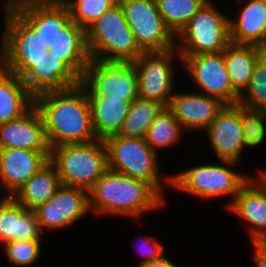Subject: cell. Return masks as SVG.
Masks as SVG:
<instances>
[{
	"mask_svg": "<svg viewBox=\"0 0 266 267\" xmlns=\"http://www.w3.org/2000/svg\"><path fill=\"white\" fill-rule=\"evenodd\" d=\"M51 152L0 148V179L12 197L50 159Z\"/></svg>",
	"mask_w": 266,
	"mask_h": 267,
	"instance_id": "17",
	"label": "cell"
},
{
	"mask_svg": "<svg viewBox=\"0 0 266 267\" xmlns=\"http://www.w3.org/2000/svg\"><path fill=\"white\" fill-rule=\"evenodd\" d=\"M5 252L11 263L29 266L39 258L40 240H14L5 243Z\"/></svg>",
	"mask_w": 266,
	"mask_h": 267,
	"instance_id": "34",
	"label": "cell"
},
{
	"mask_svg": "<svg viewBox=\"0 0 266 267\" xmlns=\"http://www.w3.org/2000/svg\"><path fill=\"white\" fill-rule=\"evenodd\" d=\"M90 211L89 192L62 184L45 204L34 209L41 230L68 226Z\"/></svg>",
	"mask_w": 266,
	"mask_h": 267,
	"instance_id": "13",
	"label": "cell"
},
{
	"mask_svg": "<svg viewBox=\"0 0 266 267\" xmlns=\"http://www.w3.org/2000/svg\"><path fill=\"white\" fill-rule=\"evenodd\" d=\"M5 32L1 43L0 66L22 77L35 63L44 60L39 33L10 5H6Z\"/></svg>",
	"mask_w": 266,
	"mask_h": 267,
	"instance_id": "5",
	"label": "cell"
},
{
	"mask_svg": "<svg viewBox=\"0 0 266 267\" xmlns=\"http://www.w3.org/2000/svg\"><path fill=\"white\" fill-rule=\"evenodd\" d=\"M48 50L53 58L64 61L80 78L91 60L87 48L86 30L73 21L59 32L54 44Z\"/></svg>",
	"mask_w": 266,
	"mask_h": 267,
	"instance_id": "23",
	"label": "cell"
},
{
	"mask_svg": "<svg viewBox=\"0 0 266 267\" xmlns=\"http://www.w3.org/2000/svg\"><path fill=\"white\" fill-rule=\"evenodd\" d=\"M232 199L228 207L251 224L252 243H266V190L251 177Z\"/></svg>",
	"mask_w": 266,
	"mask_h": 267,
	"instance_id": "20",
	"label": "cell"
},
{
	"mask_svg": "<svg viewBox=\"0 0 266 267\" xmlns=\"http://www.w3.org/2000/svg\"><path fill=\"white\" fill-rule=\"evenodd\" d=\"M255 251L253 260L256 267H266V243H252Z\"/></svg>",
	"mask_w": 266,
	"mask_h": 267,
	"instance_id": "36",
	"label": "cell"
},
{
	"mask_svg": "<svg viewBox=\"0 0 266 267\" xmlns=\"http://www.w3.org/2000/svg\"><path fill=\"white\" fill-rule=\"evenodd\" d=\"M86 42L90 58L96 60L135 62L143 53L119 2L86 29Z\"/></svg>",
	"mask_w": 266,
	"mask_h": 267,
	"instance_id": "3",
	"label": "cell"
},
{
	"mask_svg": "<svg viewBox=\"0 0 266 267\" xmlns=\"http://www.w3.org/2000/svg\"><path fill=\"white\" fill-rule=\"evenodd\" d=\"M35 105V96L22 78L0 66V124L17 119Z\"/></svg>",
	"mask_w": 266,
	"mask_h": 267,
	"instance_id": "25",
	"label": "cell"
},
{
	"mask_svg": "<svg viewBox=\"0 0 266 267\" xmlns=\"http://www.w3.org/2000/svg\"><path fill=\"white\" fill-rule=\"evenodd\" d=\"M161 102L137 97L132 101L119 136L145 139L151 123L165 108Z\"/></svg>",
	"mask_w": 266,
	"mask_h": 267,
	"instance_id": "28",
	"label": "cell"
},
{
	"mask_svg": "<svg viewBox=\"0 0 266 267\" xmlns=\"http://www.w3.org/2000/svg\"><path fill=\"white\" fill-rule=\"evenodd\" d=\"M35 106L42 115L50 148L97 140L92 128L88 96L81 84L38 94Z\"/></svg>",
	"mask_w": 266,
	"mask_h": 267,
	"instance_id": "1",
	"label": "cell"
},
{
	"mask_svg": "<svg viewBox=\"0 0 266 267\" xmlns=\"http://www.w3.org/2000/svg\"><path fill=\"white\" fill-rule=\"evenodd\" d=\"M266 50L256 45L230 43L223 51L224 61L233 89L243 96L250 85L257 59Z\"/></svg>",
	"mask_w": 266,
	"mask_h": 267,
	"instance_id": "27",
	"label": "cell"
},
{
	"mask_svg": "<svg viewBox=\"0 0 266 267\" xmlns=\"http://www.w3.org/2000/svg\"><path fill=\"white\" fill-rule=\"evenodd\" d=\"M238 16L229 19L231 43L266 50V0H249Z\"/></svg>",
	"mask_w": 266,
	"mask_h": 267,
	"instance_id": "22",
	"label": "cell"
},
{
	"mask_svg": "<svg viewBox=\"0 0 266 267\" xmlns=\"http://www.w3.org/2000/svg\"><path fill=\"white\" fill-rule=\"evenodd\" d=\"M229 19L207 1L177 35L181 41H185L176 47L178 55L188 57L223 52L231 43Z\"/></svg>",
	"mask_w": 266,
	"mask_h": 267,
	"instance_id": "7",
	"label": "cell"
},
{
	"mask_svg": "<svg viewBox=\"0 0 266 267\" xmlns=\"http://www.w3.org/2000/svg\"><path fill=\"white\" fill-rule=\"evenodd\" d=\"M108 168L134 179L150 183L162 196V181L158 172V157L143 138L119 135L103 140Z\"/></svg>",
	"mask_w": 266,
	"mask_h": 267,
	"instance_id": "6",
	"label": "cell"
},
{
	"mask_svg": "<svg viewBox=\"0 0 266 267\" xmlns=\"http://www.w3.org/2000/svg\"><path fill=\"white\" fill-rule=\"evenodd\" d=\"M206 130L219 160L237 163L244 148L242 106L226 105Z\"/></svg>",
	"mask_w": 266,
	"mask_h": 267,
	"instance_id": "15",
	"label": "cell"
},
{
	"mask_svg": "<svg viewBox=\"0 0 266 267\" xmlns=\"http://www.w3.org/2000/svg\"><path fill=\"white\" fill-rule=\"evenodd\" d=\"M67 8L71 21L85 30L118 0H60Z\"/></svg>",
	"mask_w": 266,
	"mask_h": 267,
	"instance_id": "32",
	"label": "cell"
},
{
	"mask_svg": "<svg viewBox=\"0 0 266 267\" xmlns=\"http://www.w3.org/2000/svg\"><path fill=\"white\" fill-rule=\"evenodd\" d=\"M49 160L56 167L62 184L87 192L108 169L105 144L98 139L52 147Z\"/></svg>",
	"mask_w": 266,
	"mask_h": 267,
	"instance_id": "4",
	"label": "cell"
},
{
	"mask_svg": "<svg viewBox=\"0 0 266 267\" xmlns=\"http://www.w3.org/2000/svg\"><path fill=\"white\" fill-rule=\"evenodd\" d=\"M226 106L205 94H173L168 108L184 129L206 130Z\"/></svg>",
	"mask_w": 266,
	"mask_h": 267,
	"instance_id": "18",
	"label": "cell"
},
{
	"mask_svg": "<svg viewBox=\"0 0 266 267\" xmlns=\"http://www.w3.org/2000/svg\"><path fill=\"white\" fill-rule=\"evenodd\" d=\"M91 111V122L98 140L118 135L130 110V101L102 99L98 95H87Z\"/></svg>",
	"mask_w": 266,
	"mask_h": 267,
	"instance_id": "24",
	"label": "cell"
},
{
	"mask_svg": "<svg viewBox=\"0 0 266 267\" xmlns=\"http://www.w3.org/2000/svg\"><path fill=\"white\" fill-rule=\"evenodd\" d=\"M21 78L34 96L69 89L81 83V78L64 61L53 58L49 50L46 58L35 63Z\"/></svg>",
	"mask_w": 266,
	"mask_h": 267,
	"instance_id": "19",
	"label": "cell"
},
{
	"mask_svg": "<svg viewBox=\"0 0 266 267\" xmlns=\"http://www.w3.org/2000/svg\"><path fill=\"white\" fill-rule=\"evenodd\" d=\"M42 233L34 210L26 209L12 197L0 200V243L40 240Z\"/></svg>",
	"mask_w": 266,
	"mask_h": 267,
	"instance_id": "21",
	"label": "cell"
},
{
	"mask_svg": "<svg viewBox=\"0 0 266 267\" xmlns=\"http://www.w3.org/2000/svg\"><path fill=\"white\" fill-rule=\"evenodd\" d=\"M266 112L250 111L242 107V135L244 147H255L261 144L265 137Z\"/></svg>",
	"mask_w": 266,
	"mask_h": 267,
	"instance_id": "33",
	"label": "cell"
},
{
	"mask_svg": "<svg viewBox=\"0 0 266 267\" xmlns=\"http://www.w3.org/2000/svg\"><path fill=\"white\" fill-rule=\"evenodd\" d=\"M163 199L150 183L108 168L89 191V209L137 218L164 205Z\"/></svg>",
	"mask_w": 266,
	"mask_h": 267,
	"instance_id": "2",
	"label": "cell"
},
{
	"mask_svg": "<svg viewBox=\"0 0 266 267\" xmlns=\"http://www.w3.org/2000/svg\"><path fill=\"white\" fill-rule=\"evenodd\" d=\"M146 239L148 240L145 241V243L144 242L143 243L145 244L144 245L145 247H147L148 245V250L146 251V249H144V252L142 251L143 253L141 254L142 256L146 258L140 261L139 264L159 259L164 255L165 249H164V246L161 245V243H159L155 239L154 240H151L150 238H146Z\"/></svg>",
	"mask_w": 266,
	"mask_h": 267,
	"instance_id": "35",
	"label": "cell"
},
{
	"mask_svg": "<svg viewBox=\"0 0 266 267\" xmlns=\"http://www.w3.org/2000/svg\"><path fill=\"white\" fill-rule=\"evenodd\" d=\"M221 165H200L168 177L167 182L184 192L200 198H217L232 195L234 198L251 179L229 169L236 162L221 160Z\"/></svg>",
	"mask_w": 266,
	"mask_h": 267,
	"instance_id": "8",
	"label": "cell"
},
{
	"mask_svg": "<svg viewBox=\"0 0 266 267\" xmlns=\"http://www.w3.org/2000/svg\"><path fill=\"white\" fill-rule=\"evenodd\" d=\"M137 45L143 52L175 48V35L161 17L156 0H118Z\"/></svg>",
	"mask_w": 266,
	"mask_h": 267,
	"instance_id": "10",
	"label": "cell"
},
{
	"mask_svg": "<svg viewBox=\"0 0 266 267\" xmlns=\"http://www.w3.org/2000/svg\"><path fill=\"white\" fill-rule=\"evenodd\" d=\"M0 148L51 152L42 115L35 105L21 117L0 124Z\"/></svg>",
	"mask_w": 266,
	"mask_h": 267,
	"instance_id": "16",
	"label": "cell"
},
{
	"mask_svg": "<svg viewBox=\"0 0 266 267\" xmlns=\"http://www.w3.org/2000/svg\"><path fill=\"white\" fill-rule=\"evenodd\" d=\"M179 58L206 96L217 98L226 105L239 103L241 96L232 87L223 52Z\"/></svg>",
	"mask_w": 266,
	"mask_h": 267,
	"instance_id": "12",
	"label": "cell"
},
{
	"mask_svg": "<svg viewBox=\"0 0 266 267\" xmlns=\"http://www.w3.org/2000/svg\"><path fill=\"white\" fill-rule=\"evenodd\" d=\"M18 1H21V0H7L6 5H7V6H10V5H12L13 3L18 2Z\"/></svg>",
	"mask_w": 266,
	"mask_h": 267,
	"instance_id": "39",
	"label": "cell"
},
{
	"mask_svg": "<svg viewBox=\"0 0 266 267\" xmlns=\"http://www.w3.org/2000/svg\"><path fill=\"white\" fill-rule=\"evenodd\" d=\"M87 95L102 99L132 102L138 95V77L134 62H108L91 59L80 83Z\"/></svg>",
	"mask_w": 266,
	"mask_h": 267,
	"instance_id": "9",
	"label": "cell"
},
{
	"mask_svg": "<svg viewBox=\"0 0 266 267\" xmlns=\"http://www.w3.org/2000/svg\"><path fill=\"white\" fill-rule=\"evenodd\" d=\"M177 48L167 51L143 52L134 62L138 77V95L169 106L173 96V55ZM172 60V61H171Z\"/></svg>",
	"mask_w": 266,
	"mask_h": 267,
	"instance_id": "11",
	"label": "cell"
},
{
	"mask_svg": "<svg viewBox=\"0 0 266 267\" xmlns=\"http://www.w3.org/2000/svg\"><path fill=\"white\" fill-rule=\"evenodd\" d=\"M138 267H177V266L168 261V259H166L163 255L159 259L141 263L138 265Z\"/></svg>",
	"mask_w": 266,
	"mask_h": 267,
	"instance_id": "37",
	"label": "cell"
},
{
	"mask_svg": "<svg viewBox=\"0 0 266 267\" xmlns=\"http://www.w3.org/2000/svg\"><path fill=\"white\" fill-rule=\"evenodd\" d=\"M167 27L178 35L208 0H156Z\"/></svg>",
	"mask_w": 266,
	"mask_h": 267,
	"instance_id": "30",
	"label": "cell"
},
{
	"mask_svg": "<svg viewBox=\"0 0 266 267\" xmlns=\"http://www.w3.org/2000/svg\"><path fill=\"white\" fill-rule=\"evenodd\" d=\"M246 98L239 105L250 111L266 112V51L257 59Z\"/></svg>",
	"mask_w": 266,
	"mask_h": 267,
	"instance_id": "31",
	"label": "cell"
},
{
	"mask_svg": "<svg viewBox=\"0 0 266 267\" xmlns=\"http://www.w3.org/2000/svg\"><path fill=\"white\" fill-rule=\"evenodd\" d=\"M259 179L257 180L261 186L266 190V170L259 172Z\"/></svg>",
	"mask_w": 266,
	"mask_h": 267,
	"instance_id": "38",
	"label": "cell"
},
{
	"mask_svg": "<svg viewBox=\"0 0 266 267\" xmlns=\"http://www.w3.org/2000/svg\"><path fill=\"white\" fill-rule=\"evenodd\" d=\"M62 185L57 169L49 160L12 198L26 209L34 210L50 200Z\"/></svg>",
	"mask_w": 266,
	"mask_h": 267,
	"instance_id": "26",
	"label": "cell"
},
{
	"mask_svg": "<svg viewBox=\"0 0 266 267\" xmlns=\"http://www.w3.org/2000/svg\"><path fill=\"white\" fill-rule=\"evenodd\" d=\"M182 129L172 111L165 107L149 126L145 141L157 153V149L173 146L180 140Z\"/></svg>",
	"mask_w": 266,
	"mask_h": 267,
	"instance_id": "29",
	"label": "cell"
},
{
	"mask_svg": "<svg viewBox=\"0 0 266 267\" xmlns=\"http://www.w3.org/2000/svg\"><path fill=\"white\" fill-rule=\"evenodd\" d=\"M38 33L42 49H49L59 32L71 21L60 0H21L11 5Z\"/></svg>",
	"mask_w": 266,
	"mask_h": 267,
	"instance_id": "14",
	"label": "cell"
}]
</instances>
